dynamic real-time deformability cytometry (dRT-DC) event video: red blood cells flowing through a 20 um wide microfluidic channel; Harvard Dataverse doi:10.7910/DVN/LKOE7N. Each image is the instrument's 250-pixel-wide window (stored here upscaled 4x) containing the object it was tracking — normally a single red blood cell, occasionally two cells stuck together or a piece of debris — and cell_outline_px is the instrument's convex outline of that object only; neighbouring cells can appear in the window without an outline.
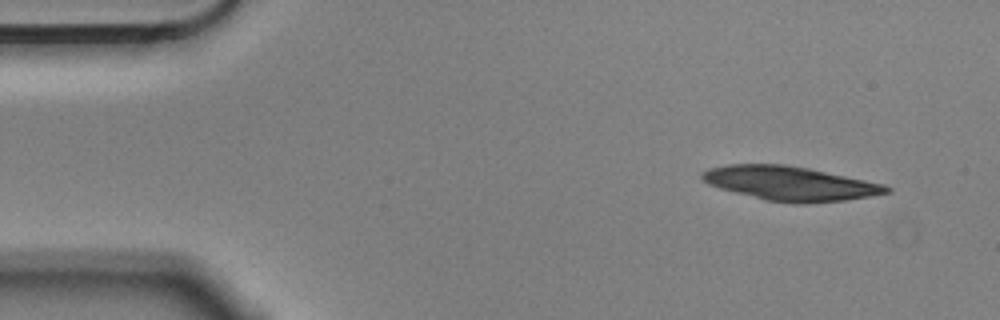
{"species": "Egyptian fruit bat (a non-hibernating species)", "species_latin": "Rousettus aegyptiacus", "temperature_condition": "cold", "stored_images_in_passage": 50, "camera_frame_rate_fps": 3000, "um_per_image_px": 0.085, "animal": {"sex": "male"}, "frame": {"image": 1, "passage_image": 1, "time_ms": 0.0, "image_size_px": [1000, 320], "cell_outline_px": [[892, 192], [844, 200], [808, 204], [796, 204], [764, 200], [720, 188], [708, 184], [700, 176], [708, 168], [728, 164], [784, 164], [808, 168], [884, 184], [892, 188]], "centroid_in_image_um": [67.16, 15.6], "position_along_channel_um": 17.8, "area_um2": 36.65}}
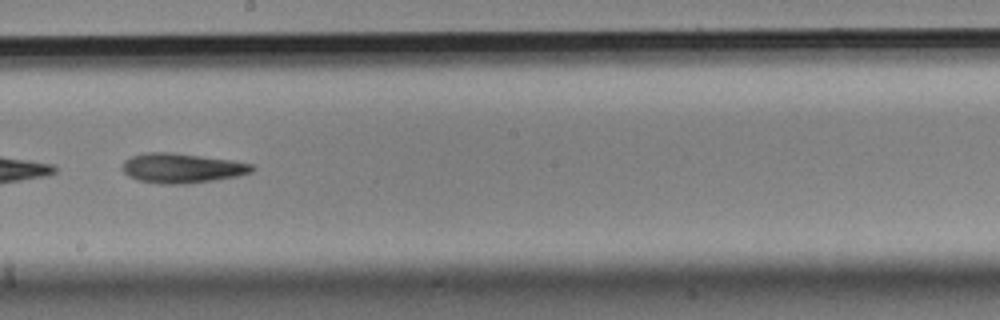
{"frame": {"image": 2, "passage_image": 27, "time_ms": 8.667, "image_size_px": [1000, 320], "cell_outline_px": [[256, 168], [252, 172], [236, 176], [212, 180], [184, 184], [160, 184], [136, 180], [128, 176], [124, 172], [124, 160], [132, 156], [144, 152], [172, 152], [232, 160], [252, 164]], "centroid_in_image_um": [15.45, 14.28], "position_along_channel_um": 232.8, "area_um2": 22.43}}
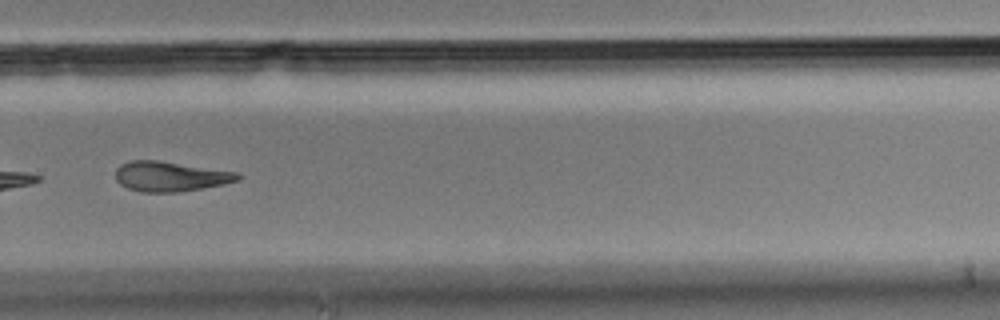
{"frame": {"image": 3, "passage_image": 34, "time_ms": 11.0, "image_size_px": [1000, 320], "cell_outline_px": [[240, 180], [224, 184], [176, 192], [140, 192], [128, 188], [120, 184], [116, 180], [116, 168], [120, 164], [132, 160], [156, 160], [240, 172]], "centroid_in_image_um": [14.47, 14.99], "position_along_channel_um": 315.3, "area_um2": 21.33}}